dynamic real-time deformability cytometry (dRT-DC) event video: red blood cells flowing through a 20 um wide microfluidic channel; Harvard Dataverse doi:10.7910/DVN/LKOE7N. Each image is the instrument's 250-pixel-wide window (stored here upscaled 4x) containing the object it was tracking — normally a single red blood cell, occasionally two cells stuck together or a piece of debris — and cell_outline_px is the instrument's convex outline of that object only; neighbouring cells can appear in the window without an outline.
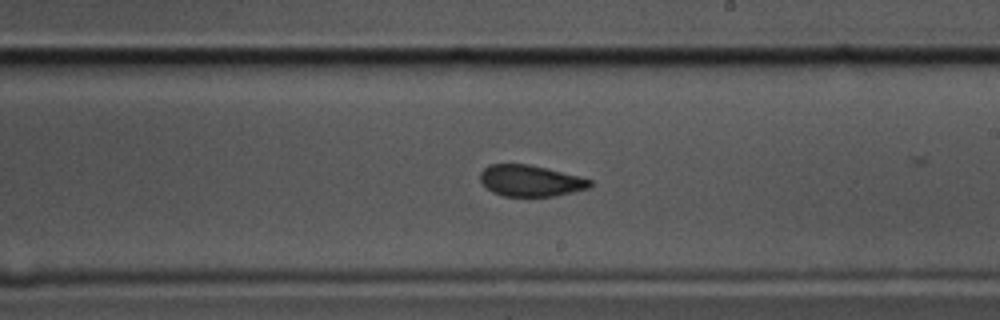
{"species": "common noctule bat (a hibernating species)", "species_latin": "Nyctalus noctula", "temperature_condition": "cold", "stored_images_in_passage": 30, "camera_frame_rate_fps": 3000, "um_per_image_px": 0.085, "animal": {"sex": "male", "body_mass_g": 17.5, "forearm_length_mm": 52.3}, "frame": {"image": 1, "passage_image": 14, "time_ms": 4.333, "image_size_px": [1000, 320], "cell_outline_px": [[592, 184], [588, 188], [572, 192], [552, 196], [504, 196], [492, 192], [480, 180], [480, 172], [488, 164], [528, 164], [580, 176], [592, 180]], "centroid_in_image_um": [45.08, 15.36], "position_along_channel_um": 243.9, "area_um2": 19.88}}
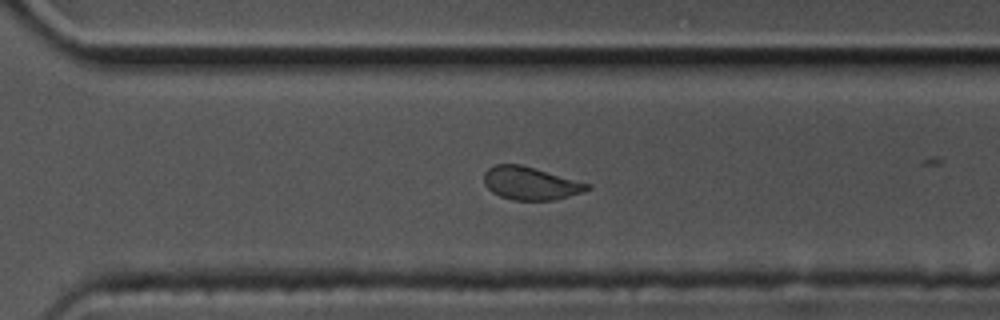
{"frame": {"image": 2, "passage_image": 21, "time_ms": 6.667, "image_size_px": [1000, 320], "cell_outline_px": [[592, 188], [584, 192], [556, 200], [512, 200], [500, 196], [492, 192], [484, 184], [484, 172], [488, 168], [496, 164], [520, 164], [592, 184]], "centroid_in_image_um": [45.12, 15.59], "position_along_channel_um": 325.5, "area_um2": 20.0}}
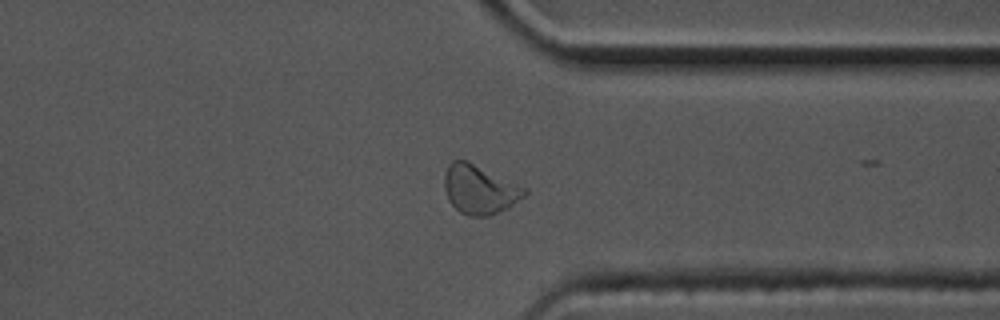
{"frame": {"image": 3, "passage_image": 25, "time_ms": 8.0, "image_size_px": [1000, 320], "cell_outline_px": [[528, 192], [524, 196], [508, 208], [488, 216], [468, 216], [460, 212], [448, 200], [444, 188], [444, 172], [448, 164], [452, 160], [468, 160], [528, 188]], "centroid_in_image_um": [40.76, 16.08], "position_along_channel_um": 370.6, "area_um2": 23.18}, "authors_computed_cell_mechanics": {"area_um2": 20.9236, "velocity_mm_per_s": 3.4976, "shape_relaxation_time_tau1_ms": 5.4821, "shape_relaxation_time_tau2_ms": 0.6118, "deformation_change_tau1": 0.1197, "deformation_change_tau2": 0.0331}}